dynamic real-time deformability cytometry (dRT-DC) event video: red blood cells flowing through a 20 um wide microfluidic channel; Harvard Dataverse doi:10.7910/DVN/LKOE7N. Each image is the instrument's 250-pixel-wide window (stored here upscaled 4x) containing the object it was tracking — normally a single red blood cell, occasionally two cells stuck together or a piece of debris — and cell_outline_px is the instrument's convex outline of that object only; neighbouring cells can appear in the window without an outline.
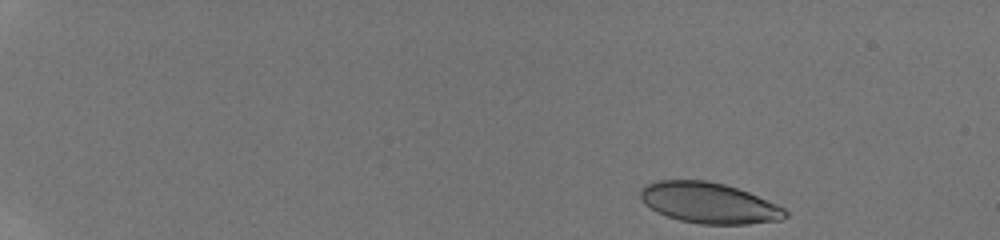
{"species": "human", "species_latin": "Homo sapiens", "temperature_condition": "room temperature", "stored_images_in_passage": 16, "camera_frame_rate_fps": 3000, "um_per_image_px": 0.085, "donor": {"sex": "male"}, "frame": {"image": 1, "passage_image": 1, "time_ms": 0.0, "image_size_px": [1000, 240], "cell_outline_px": [[788, 216], [780, 220], [748, 224], [700, 224], [680, 220], [656, 212], [644, 204], [640, 196], [640, 188], [644, 184], [656, 180], [708, 180], [724, 184], [748, 192], [776, 204], [784, 208], [788, 212]], "centroid_in_image_um": [60.23, 17.24], "position_along_channel_um": 24.8, "area_um2": 34.51}}
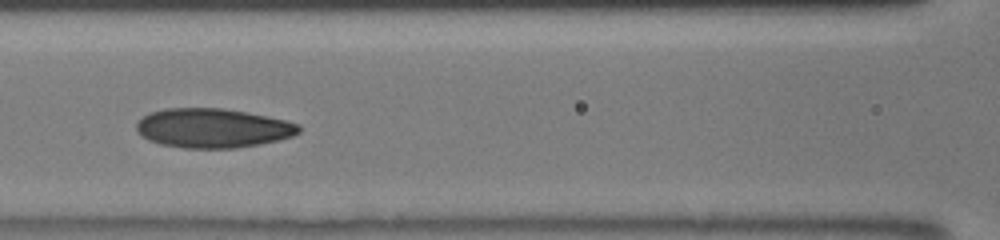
{"frame": {"image": 2, "passage_image": 8, "time_ms": 6.667, "image_size_px": [1000, 240], "cell_outline_px": [[300, 132], [292, 136], [280, 140], [260, 144], [236, 148], [184, 148], [160, 144], [148, 140], [140, 136], [136, 132], [136, 120], [148, 112], [164, 108], [224, 108], [288, 120], [300, 124]], "centroid_in_image_um": [18.05, 10.88], "position_along_channel_um": 148.6, "area_um2": 37.74}}
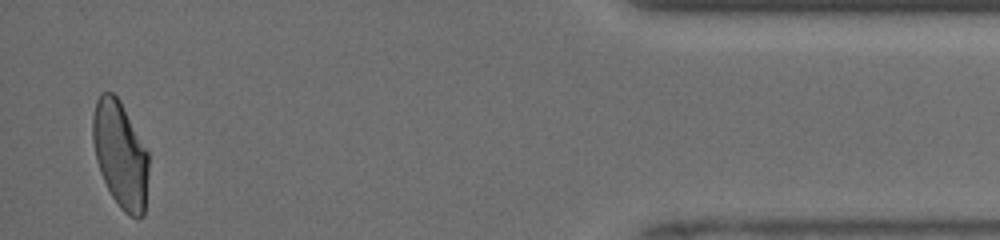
{"frame": {"image": 3, "passage_image": 16, "time_ms": 14.667, "image_size_px": [1000, 240], "cell_outline_px": [[148, 172], [144, 216], [140, 220], [136, 220], [124, 212], [120, 208], [112, 196], [100, 172], [96, 160], [92, 140], [92, 116], [96, 100], [100, 92], [112, 92], [120, 100], [148, 152]], "centroid_in_image_um": [10.22, 13.15], "position_along_channel_um": 425.0, "area_um2": 34.91}, "authors_computed_cell_mechanics": {"area_um2": 35.8649, "velocity_mm_per_s": 4.1356, "shape_relaxation_time_tau1_ms": 8.4259, "shape_relaxation_time_tau2_ms": 1.5233, "deformation_change_tau1": 0.2077, "deformation_change_tau2": 0.062}}